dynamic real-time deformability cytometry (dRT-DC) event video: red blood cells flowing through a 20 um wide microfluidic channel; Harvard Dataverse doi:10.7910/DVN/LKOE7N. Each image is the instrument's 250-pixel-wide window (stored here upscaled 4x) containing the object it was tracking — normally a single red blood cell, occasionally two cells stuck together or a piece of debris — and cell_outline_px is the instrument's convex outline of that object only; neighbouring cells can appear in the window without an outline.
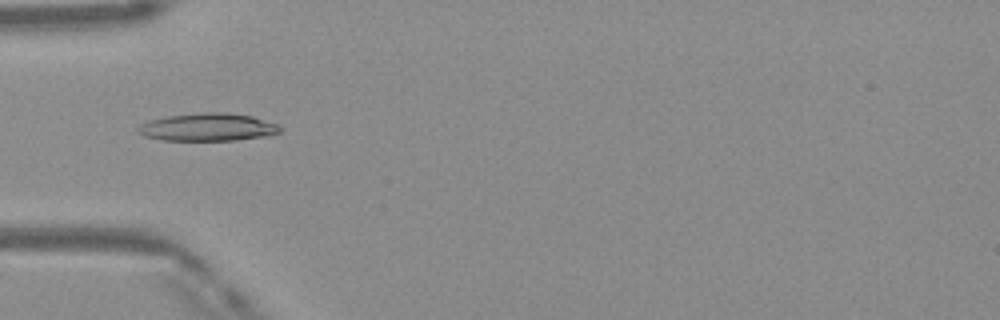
{"species": "Egyptian fruit bat (a non-hibernating species)", "species_latin": "Rousettus aegyptiacus", "temperature_condition": "warm", "stored_images_in_passage": 37, "camera_frame_rate_fps": 3000, "um_per_image_px": 0.085, "frame": {"image": 1, "passage_image": 4, "time_ms": 1.0, "image_size_px": [1000, 320], "cell_outline_px": [[280, 132], [264, 136], [236, 140], [160, 140], [144, 136], [136, 132], [136, 128], [140, 124], [152, 120], [168, 116], [196, 112], [224, 112], [252, 116], [276, 124], [280, 128]], "centroid_in_image_um": [17.6, 10.8], "position_along_channel_um": 67.4, "area_um2": 22.89}}
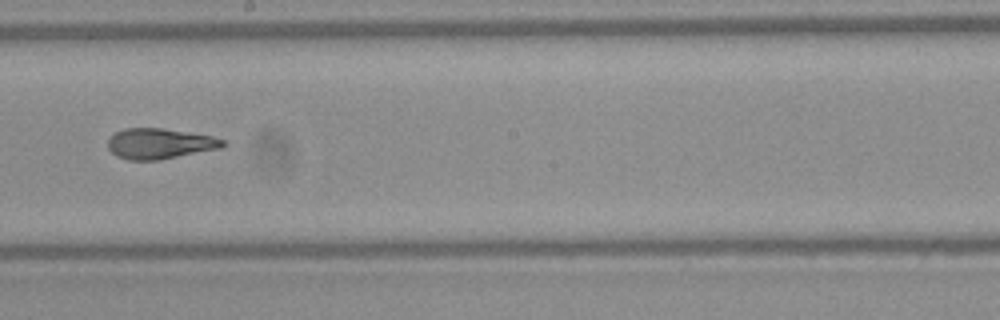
{"frame": {"image": 2, "passage_image": 16, "time_ms": 5.0, "image_size_px": [1000, 320], "cell_outline_px": [[228, 144], [224, 148], [160, 160], [128, 160], [116, 156], [108, 148], [108, 140], [116, 132], [124, 128], [164, 128], [212, 136], [224, 140]], "centroid_in_image_um": [13.63, 12.21], "position_along_channel_um": 234.6, "area_um2": 20.69}}
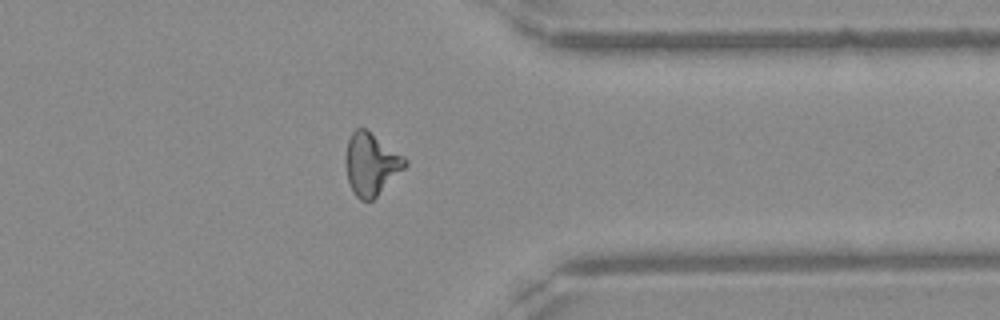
{"frame": {"image": 3, "passage_image": 27, "time_ms": 8.667, "image_size_px": [1000, 320], "cell_outline_px": [[408, 164], [372, 200], [360, 200], [356, 196], [348, 180], [344, 160], [348, 140], [352, 132], [356, 128], [364, 128], [404, 156], [408, 160]], "centroid_in_image_um": [31.53, 13.93], "position_along_channel_um": 379.9, "area_um2": 21.15}, "authors_computed_cell_mechanics": {"area_um2": 20.8658, "velocity_mm_per_s": 4.1619, "shape_relaxation_time_tau1_ms": null, "shape_relaxation_time_tau2_ms": 2.3344, "deformation_change_tau1": null, "deformation_change_tau2": 0.1014}}